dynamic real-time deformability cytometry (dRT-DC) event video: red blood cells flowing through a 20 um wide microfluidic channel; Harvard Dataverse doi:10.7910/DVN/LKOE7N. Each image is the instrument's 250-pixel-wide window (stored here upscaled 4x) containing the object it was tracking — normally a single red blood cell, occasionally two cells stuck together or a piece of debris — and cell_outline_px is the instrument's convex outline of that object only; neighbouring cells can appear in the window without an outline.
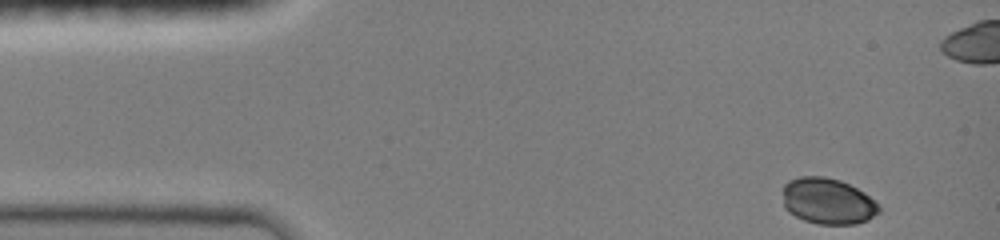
{"species": "common noctule bat (a hibernating species)", "species_latin": "Nyctalus noctula", "temperature_condition": "room temperature", "stored_images_in_passage": 42, "camera_frame_rate_fps": 3000, "um_per_image_px": 0.085, "animal": {"sex": "female", "body_mass_g": 19.0, "forearm_length_mm": 51.5}, "frame": {"image": 1, "passage_image": 1, "time_ms": 0.0, "image_size_px": [1000, 240], "cell_outline_px": [[880, 212], [868, 220], [856, 224], [816, 224], [804, 220], [788, 212], [784, 208], [784, 184], [788, 180], [800, 176], [824, 176], [840, 180], [864, 192], [880, 208]], "centroid_in_image_um": [70.34, 17.1], "position_along_channel_um": 14.7, "area_um2": 25.84}}
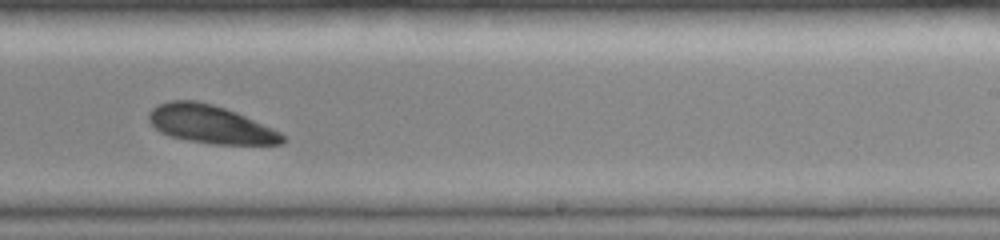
{"frame": {"image": 2, "passage_image": 27, "time_ms": 8.667, "image_size_px": [1000, 240], "cell_outline_px": [[288, 140], [284, 144], [212, 144], [188, 140], [172, 136], [160, 132], [148, 120], [148, 112], [156, 104], [168, 100], [196, 100], [212, 104], [236, 112], [272, 128], [280, 132]], "centroid_in_image_um": [17.88, 10.56], "position_along_channel_um": 271.1, "area_um2": 29.71}}
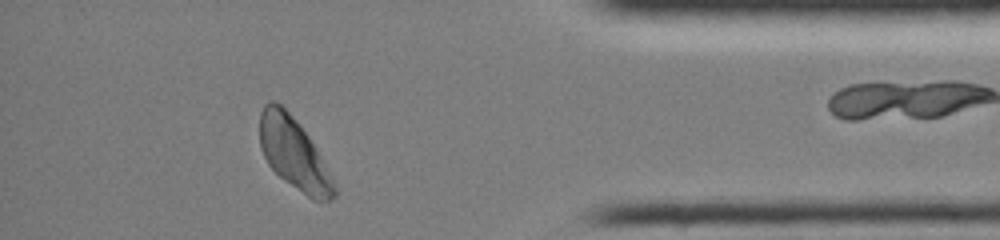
{"frame": {"image": 3, "passage_image": 39, "time_ms": 12.667, "image_size_px": [1000, 240], "cell_outline_px": [[336, 196], [328, 200], [312, 200], [284, 180], [268, 164], [260, 148], [260, 112], [264, 104], [272, 100], [276, 100], [292, 116], [308, 136], [316, 148], [336, 188]], "centroid_in_image_um": [24.94, 13.04], "position_along_channel_um": 410.3, "area_um2": 30.46}, "authors_computed_cell_mechanics": {"area_um2": 29.3913, "velocity_mm_per_s": 4.0046, "shape_relaxation_time_tau1_ms": null, "shape_relaxation_time_tau2_ms": 3.1457, "deformation_change_tau1": null, "deformation_change_tau2": 0.109}}